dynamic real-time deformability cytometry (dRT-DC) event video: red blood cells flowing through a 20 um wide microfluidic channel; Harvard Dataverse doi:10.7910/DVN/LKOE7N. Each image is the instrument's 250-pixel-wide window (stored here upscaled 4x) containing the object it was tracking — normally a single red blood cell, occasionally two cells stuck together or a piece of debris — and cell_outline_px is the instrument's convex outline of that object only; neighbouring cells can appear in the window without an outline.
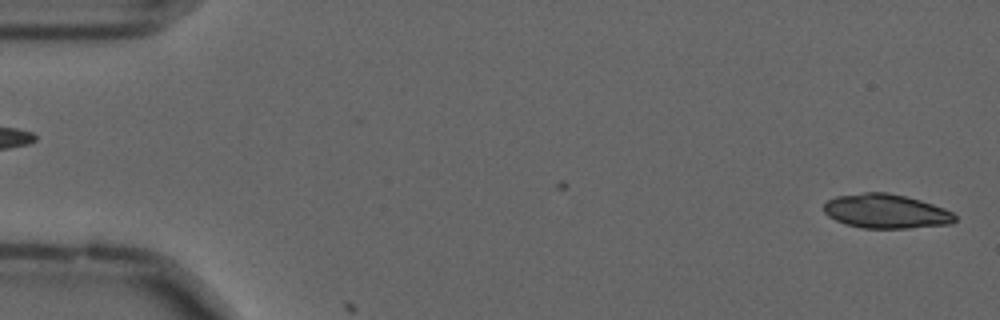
{"species": "common noctule bat (a hibernating species)", "species_latin": "Nyctalus noctula", "temperature_condition": "cold", "stored_images_in_passage": 3, "camera_frame_rate_fps": 3000, "um_per_image_px": 0.085, "animal": {"sex": "male", "forearm_length_mm": 52.5}, "frame": {"image": 1, "passage_image": 1, "time_ms": 0.0, "image_size_px": [1000, 320], "cell_outline_px": [[956, 220], [952, 224], [908, 228], [864, 228], [844, 224], [828, 216], [824, 212], [824, 204], [828, 200], [836, 196], [864, 192], [888, 192], [920, 200], [944, 208], [952, 212], [956, 216]], "centroid_in_image_um": [75.31, 17.96], "position_along_channel_um": 9.7, "area_um2": 26.18}}